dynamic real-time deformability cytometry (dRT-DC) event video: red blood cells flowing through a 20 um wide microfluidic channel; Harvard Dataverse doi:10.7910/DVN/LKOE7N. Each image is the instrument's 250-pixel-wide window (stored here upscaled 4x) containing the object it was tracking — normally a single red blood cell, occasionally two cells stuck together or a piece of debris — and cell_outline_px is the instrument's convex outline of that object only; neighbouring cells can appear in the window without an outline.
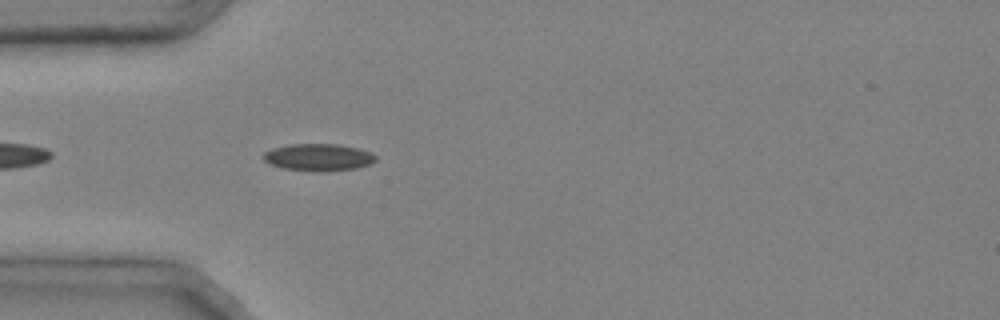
{"species": "common noctule bat (a hibernating species)", "species_latin": "Nyctalus noctula", "temperature_condition": "cold", "stored_images_in_passage": 37, "camera_frame_rate_fps": 3000, "um_per_image_px": 0.085, "animal": {"sex": "male", "body_mass_g": 20.4}, "frame": {"image": 1, "passage_image": 4, "time_ms": 1.0, "image_size_px": [1000, 320], "cell_outline_px": [[376, 160], [368, 164], [356, 168], [328, 172], [316, 172], [284, 168], [272, 164], [264, 160], [264, 152], [272, 148], [288, 144], [336, 144], [360, 148], [376, 156]], "centroid_in_image_um": [27.07, 13.37], "position_along_channel_um": 57.9, "area_um2": 17.74}}
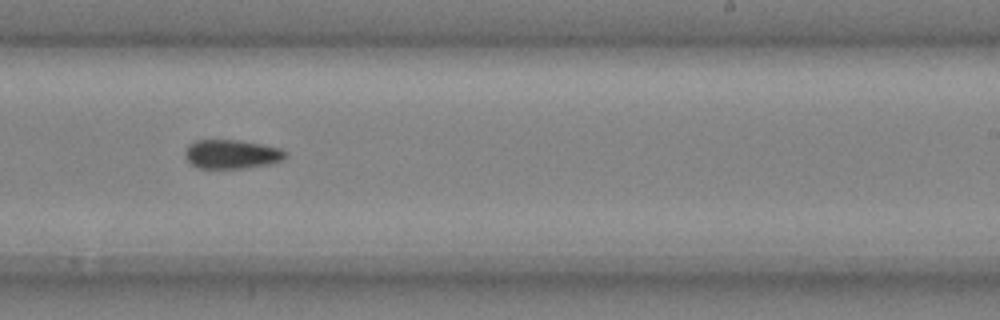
{"frame": {"image": 2, "passage_image": 20, "time_ms": 6.333, "image_size_px": [1000, 320], "cell_outline_px": [[288, 156], [280, 160], [268, 164], [240, 168], [200, 168], [192, 164], [188, 160], [184, 152], [188, 144], [196, 140], [236, 140], [260, 144], [280, 148], [288, 152]], "centroid_in_image_um": [19.68, 13.09], "position_along_channel_um": 269.3, "area_um2": 16.76}}
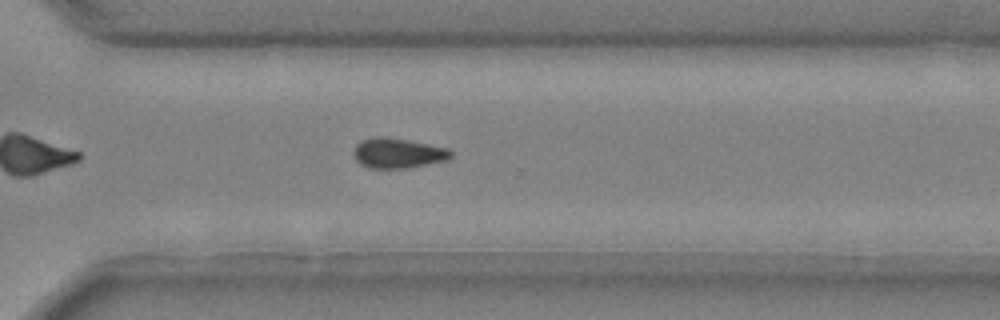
{"frame": {"image": 3, "passage_image": 25, "time_ms": 8.0, "image_size_px": [1000, 320], "cell_outline_px": [[452, 156], [448, 160], [408, 168], [368, 168], [360, 164], [356, 160], [352, 152], [356, 144], [360, 140], [376, 136], [380, 136], [428, 144], [448, 148], [452, 152]], "centroid_in_image_um": [33.79, 13.02], "position_along_channel_um": 336.8, "area_um2": 17.05}, "authors_computed_cell_mechanics": {"area_um2": 16.9932, "velocity_mm_per_s": 4.0329, "shape_relaxation_time_tau1_ms": 3.2017, "shape_relaxation_time_tau2_ms": 5.3599, "deformation_change_tau1": 0.0746, "deformation_change_tau2": 0.0884}}